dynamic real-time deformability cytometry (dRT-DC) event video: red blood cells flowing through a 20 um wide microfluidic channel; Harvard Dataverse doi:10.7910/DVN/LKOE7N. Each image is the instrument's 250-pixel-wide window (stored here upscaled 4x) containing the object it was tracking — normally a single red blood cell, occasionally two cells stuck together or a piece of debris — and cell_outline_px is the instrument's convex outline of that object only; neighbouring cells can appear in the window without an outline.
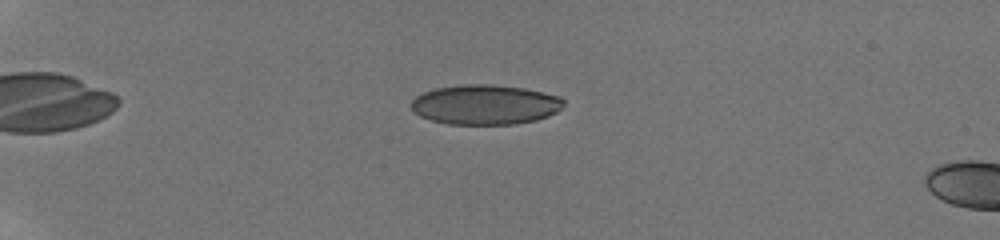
{"species": "human", "species_latin": "Homo sapiens", "temperature_condition": "room temperature", "stored_images_in_passage": 19, "camera_frame_rate_fps": 3000, "um_per_image_px": 0.085, "donor": {"sex": "male"}, "frame": {"image": 1, "passage_image": 14, "time_ms": 4.333, "image_size_px": [1000, 240], "cell_outline_px": [[564, 104], [556, 112], [548, 116], [536, 120], [516, 124], [448, 124], [432, 120], [420, 116], [412, 108], [412, 100], [416, 96], [424, 92], [436, 88], [460, 84], [488, 84], [524, 88], [560, 96], [564, 100]], "centroid_in_image_um": [41.25, 8.89], "position_along_channel_um": 43.8, "area_um2": 35.32}}